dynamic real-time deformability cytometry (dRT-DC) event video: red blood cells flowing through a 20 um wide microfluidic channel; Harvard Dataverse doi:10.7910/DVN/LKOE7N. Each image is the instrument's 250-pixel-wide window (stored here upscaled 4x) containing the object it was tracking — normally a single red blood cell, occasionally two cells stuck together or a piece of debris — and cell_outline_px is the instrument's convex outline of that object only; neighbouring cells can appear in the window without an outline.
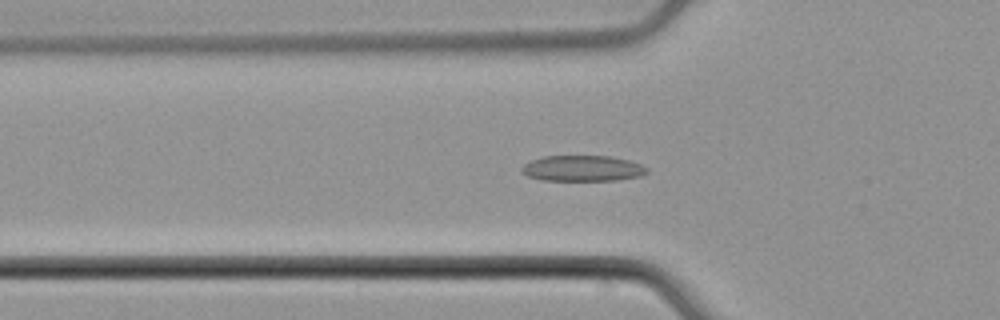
{"species": "common noctule bat (a hibernating species)", "species_latin": "Nyctalus noctula", "temperature_condition": "cold", "stored_images_in_passage": 55, "segment_of_instrument_passage": [1, 2], "camera_frame_rate_fps": 3000, "um_per_image_px": 0.085, "animal": {"sex": "male", "body_mass_g": 21.5, "forearm_length_mm": 52.0}, "frame": {"image": 1, "passage_image": 19, "time_ms": 6.0, "image_size_px": [1000, 320], "cell_outline_px": [[648, 172], [640, 176], [616, 180], [540, 180], [528, 176], [520, 172], [520, 168], [524, 164], [532, 160], [544, 156], [612, 156], [628, 160], [640, 164], [648, 168]], "centroid_in_image_um": [49.5, 14.31], "position_along_channel_um": 76.3, "area_um2": 18.84}}
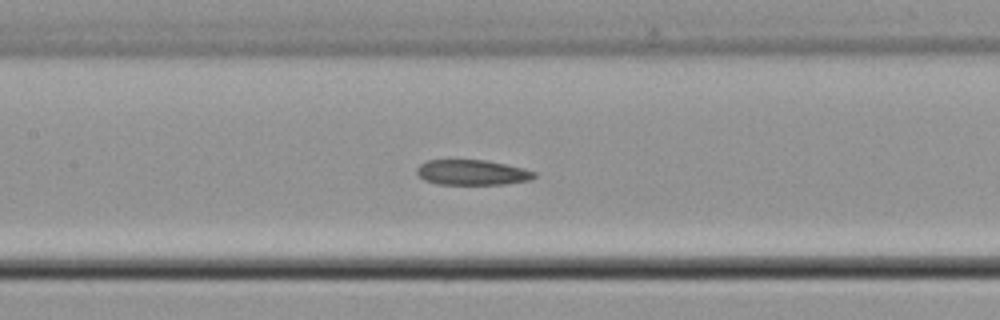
{"frame": {"image": 2, "passage_image": 26, "time_ms": 8.333, "image_size_px": [1000, 320], "cell_outline_px": [[536, 176], [532, 180], [504, 184], [436, 184], [424, 180], [416, 172], [416, 168], [420, 164], [428, 160], [484, 160], [524, 168], [536, 172]], "centroid_in_image_um": [40.14, 14.66], "position_along_channel_um": 167.3, "area_um2": 17.28}}
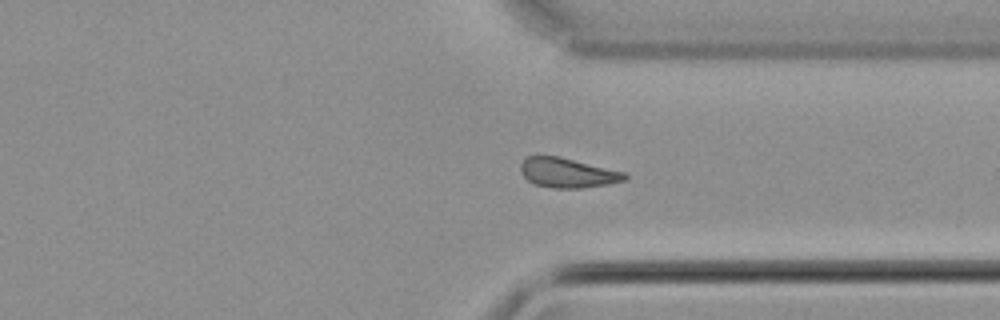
{"frame": {"image": 3, "passage_image": 41, "time_ms": 13.333, "image_size_px": [1000, 320], "cell_outline_px": [[628, 176], [624, 180], [608, 184], [580, 188], [552, 188], [532, 184], [524, 176], [520, 168], [520, 164], [528, 156], [536, 152], [560, 156], [624, 172]], "centroid_in_image_um": [48.16, 14.65], "position_along_channel_um": 363.2, "area_um2": 18.38}}